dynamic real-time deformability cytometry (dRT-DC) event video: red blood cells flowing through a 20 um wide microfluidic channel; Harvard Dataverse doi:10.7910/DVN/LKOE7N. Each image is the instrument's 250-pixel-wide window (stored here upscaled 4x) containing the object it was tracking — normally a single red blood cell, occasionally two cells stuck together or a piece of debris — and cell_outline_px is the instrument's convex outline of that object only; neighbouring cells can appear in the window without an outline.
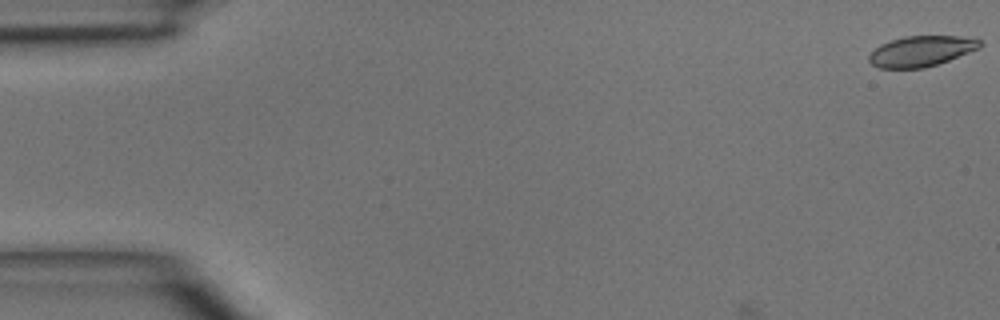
{"species": "common noctule bat (a hibernating species)", "species_latin": "Nyctalus noctula", "temperature_condition": "room temperature", "stored_images_in_passage": 12, "camera_frame_rate_fps": 3000, "um_per_image_px": 0.085, "animal": {"sex": "male", "body_mass_g": 15.6}, "frame": {"image": 1, "passage_image": 1, "time_ms": 0.0, "image_size_px": [1000, 320], "cell_outline_px": [[984, 44], [980, 48], [948, 60], [924, 68], [880, 68], [872, 64], [868, 60], [868, 56], [880, 44], [904, 36], [960, 36], [980, 40]], "centroid_in_image_um": [78.31, 4.34], "position_along_channel_um": 6.7, "area_um2": 19.59}}
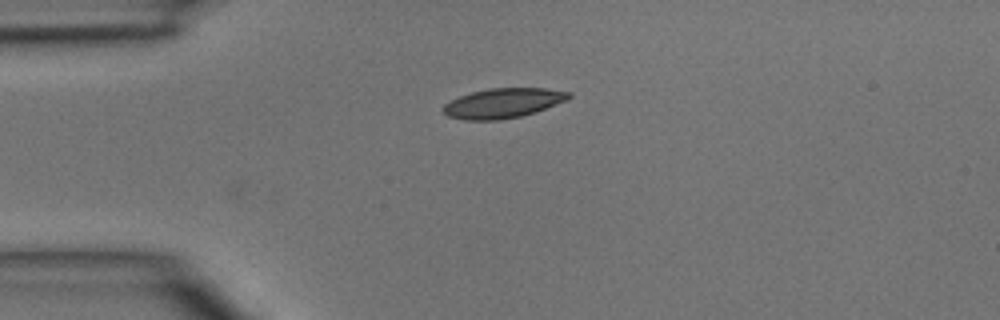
{"frame": {"image": 2, "passage_image": 12, "time_ms": 3.667, "image_size_px": [1000, 320], "cell_outline_px": [[572, 96], [568, 100], [536, 112], [520, 116], [500, 120], [464, 120], [448, 116], [440, 108], [444, 104], [460, 96], [472, 92], [488, 88], [544, 88], [572, 92]], "centroid_in_image_um": [42.78, 8.76], "position_along_channel_um": 42.2, "area_um2": 21.91}}